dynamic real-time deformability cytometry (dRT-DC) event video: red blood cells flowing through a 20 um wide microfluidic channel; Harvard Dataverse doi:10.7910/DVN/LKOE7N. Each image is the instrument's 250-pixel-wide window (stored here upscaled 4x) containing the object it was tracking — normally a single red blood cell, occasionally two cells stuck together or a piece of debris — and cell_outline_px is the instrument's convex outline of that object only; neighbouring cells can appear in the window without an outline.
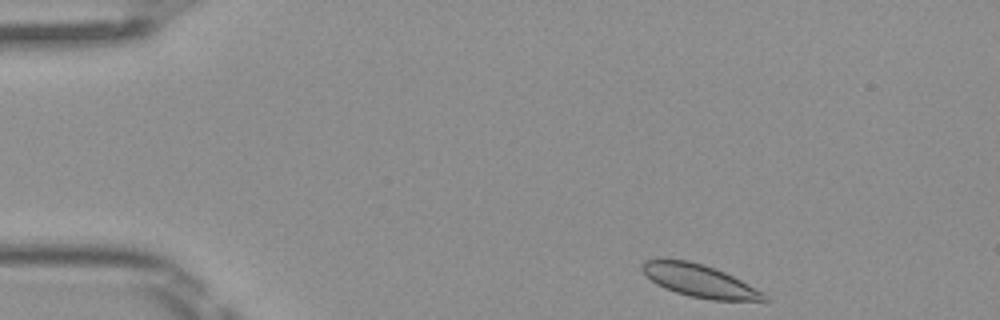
{"species": "Egyptian fruit bat (a non-hibernating species)", "species_latin": "Rousettus aegyptiacus", "temperature_condition": "room temperature", "stored_images_in_passage": 3, "camera_frame_rate_fps": 3000, "um_per_image_px": 0.085, "frame": {"image": 1, "passage_image": 1, "time_ms": 0.0, "image_size_px": [1000, 320], "cell_outline_px": [[768, 300], [712, 300], [688, 296], [664, 288], [656, 284], [640, 268], [640, 264], [644, 260], [688, 260], [704, 264], [724, 272], [764, 292], [768, 296]], "centroid_in_image_um": [59.45, 23.87], "position_along_channel_um": 25.6, "area_um2": 22.89}}